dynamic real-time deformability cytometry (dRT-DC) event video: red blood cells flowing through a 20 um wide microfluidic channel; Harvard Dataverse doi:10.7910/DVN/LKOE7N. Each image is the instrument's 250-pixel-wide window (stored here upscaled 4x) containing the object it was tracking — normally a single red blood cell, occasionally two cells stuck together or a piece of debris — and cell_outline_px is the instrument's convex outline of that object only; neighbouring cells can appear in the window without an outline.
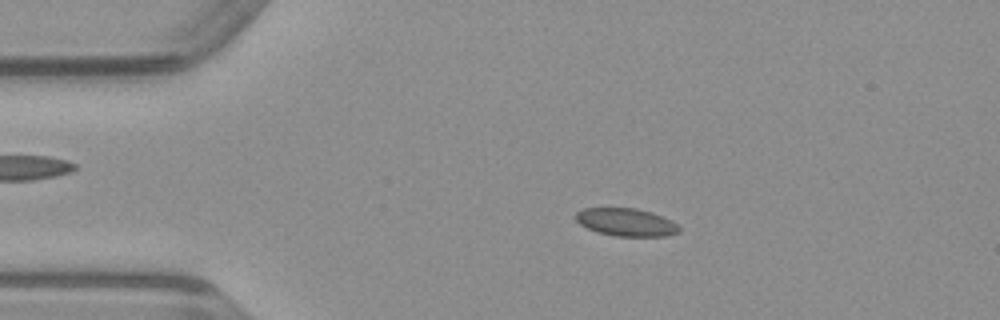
{"species": "common noctule bat (a hibernating species)", "species_latin": "Nyctalus noctula", "temperature_condition": "warm", "stored_images_in_passage": 49, "camera_frame_rate_fps": 3000, "um_per_image_px": 0.085, "animal": {"sex": "male", "body_mass_g": 23.1, "forearm_length_mm": 52.7}, "frame": {"image": 1, "passage_image": 9, "time_ms": 2.667, "image_size_px": [1000, 320], "cell_outline_px": [[680, 232], [664, 236], [616, 236], [596, 232], [580, 224], [576, 220], [576, 212], [584, 208], [636, 208], [652, 212], [664, 216], [672, 220], [680, 228]], "centroid_in_image_um": [53.24, 18.88], "position_along_channel_um": 31.8, "area_um2": 16.82}}
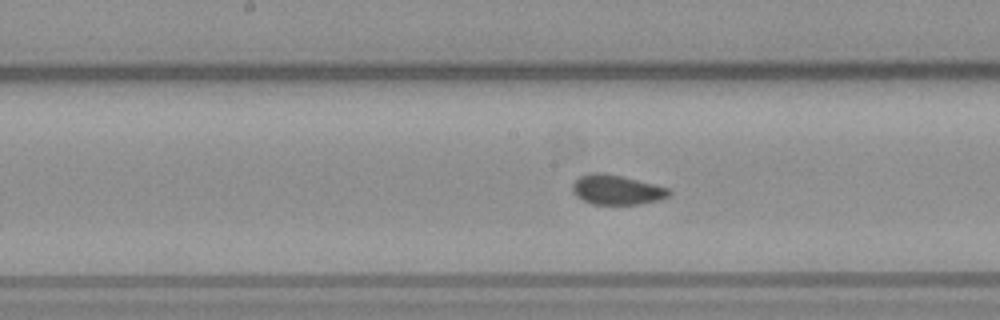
{"frame": {"image": 2, "passage_image": 24, "time_ms": 7.667, "image_size_px": [1000, 320], "cell_outline_px": [[672, 192], [668, 196], [660, 200], [640, 204], [592, 204], [576, 196], [572, 192], [572, 184], [580, 176], [592, 172], [600, 172], [620, 176], [668, 188]], "centroid_in_image_um": [52.4, 16.14], "position_along_channel_um": 195.8, "area_um2": 16.53}}
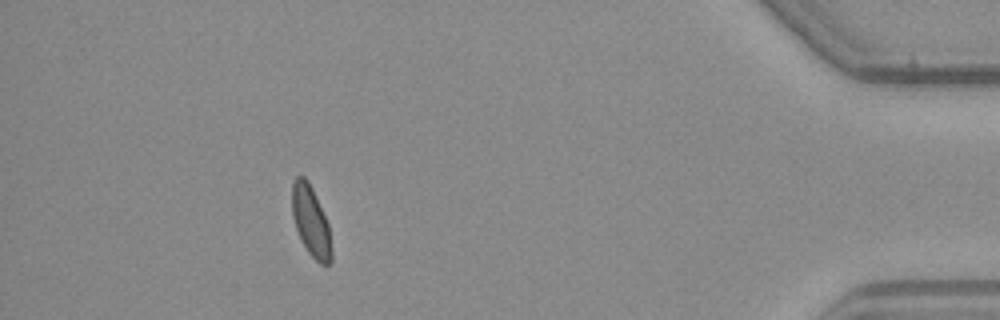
{"frame": {"image": 3, "passage_image": 44, "time_ms": 14.333, "image_size_px": [1000, 320], "cell_outline_px": [[332, 260], [328, 264], [320, 264], [308, 252], [296, 228], [292, 216], [292, 184], [296, 176], [304, 176], [308, 180], [312, 188], [328, 224], [332, 248]], "centroid_in_image_um": [26.42, 18.8], "position_along_channel_um": 408.8, "area_um2": 15.95}}